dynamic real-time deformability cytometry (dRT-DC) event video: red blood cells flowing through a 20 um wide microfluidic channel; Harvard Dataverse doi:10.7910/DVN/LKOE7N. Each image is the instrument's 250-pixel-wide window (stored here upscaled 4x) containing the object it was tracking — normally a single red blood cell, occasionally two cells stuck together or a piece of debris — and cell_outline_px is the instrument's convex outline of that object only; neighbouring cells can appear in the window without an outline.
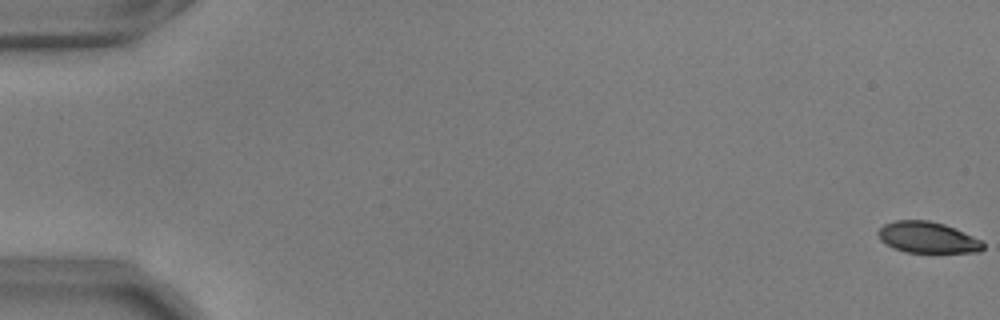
{"species": "common noctule bat (a hibernating species)", "species_latin": "Nyctalus noctula", "temperature_condition": "warm", "stored_images_in_passage": 57, "camera_frame_rate_fps": 3000, "um_per_image_px": 0.085, "animal": {"sex": "male", "body_mass_g": 17.9, "forearm_length_mm": 54.2}, "frame": {"image": 1, "passage_image": 1, "time_ms": 0.0, "image_size_px": [1000, 320], "cell_outline_px": [[984, 248], [980, 252], [904, 252], [880, 240], [876, 232], [884, 224], [896, 220], [928, 220], [944, 224], [956, 228], [980, 240], [984, 244]], "centroid_in_image_um": [78.84, 20.17], "position_along_channel_um": 6.2, "area_um2": 18.96}}
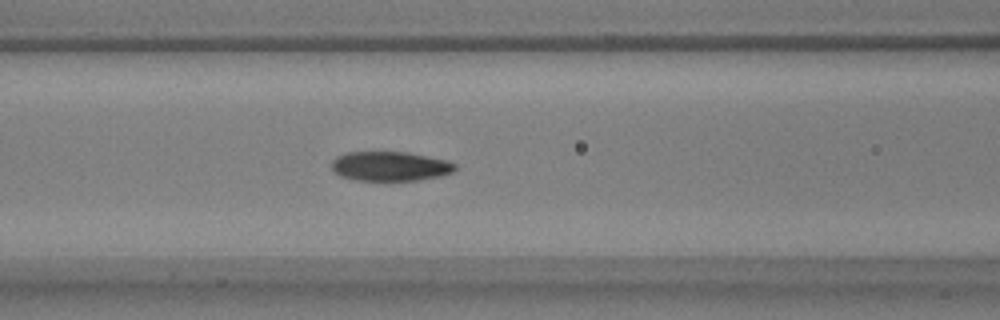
{"frame": {"image": 2, "passage_image": 25, "time_ms": 8.0, "image_size_px": [1000, 320], "cell_outline_px": [[456, 168], [452, 172], [440, 176], [416, 180], [352, 180], [340, 176], [332, 168], [332, 160], [336, 156], [348, 152], [408, 152], [448, 160], [456, 164]], "centroid_in_image_um": [33.16, 14.12], "position_along_channel_um": 133.4, "area_um2": 21.21}}
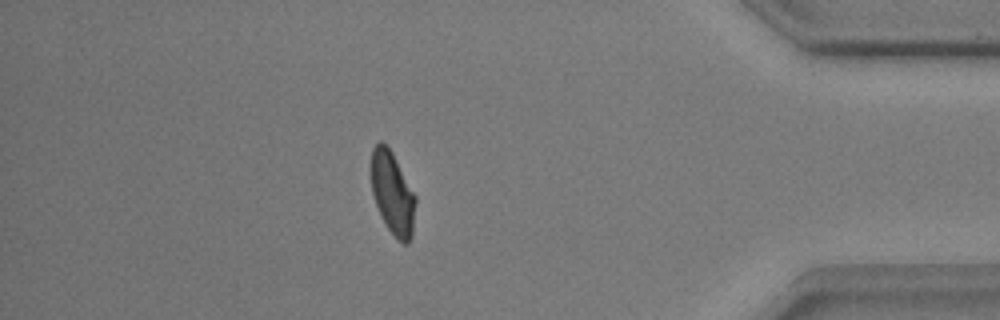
{"frame": {"image": 3, "passage_image": 50, "time_ms": 16.333, "image_size_px": [1000, 320], "cell_outline_px": [[416, 204], [412, 236], [408, 244], [404, 244], [388, 228], [376, 204], [372, 192], [372, 148], [380, 140], [392, 152], [416, 196]], "centroid_in_image_um": [33.39, 16.42], "position_along_channel_um": 401.8, "area_um2": 20.92}, "authors_computed_cell_mechanics": {"area_um2": 21.386, "velocity_mm_per_s": 3.6584, "shape_relaxation_time_tau1_ms": 3.2819, "shape_relaxation_time_tau2_ms": 1.4377, "deformation_change_tau1": 0.1441, "deformation_change_tau2": 0.0596}}